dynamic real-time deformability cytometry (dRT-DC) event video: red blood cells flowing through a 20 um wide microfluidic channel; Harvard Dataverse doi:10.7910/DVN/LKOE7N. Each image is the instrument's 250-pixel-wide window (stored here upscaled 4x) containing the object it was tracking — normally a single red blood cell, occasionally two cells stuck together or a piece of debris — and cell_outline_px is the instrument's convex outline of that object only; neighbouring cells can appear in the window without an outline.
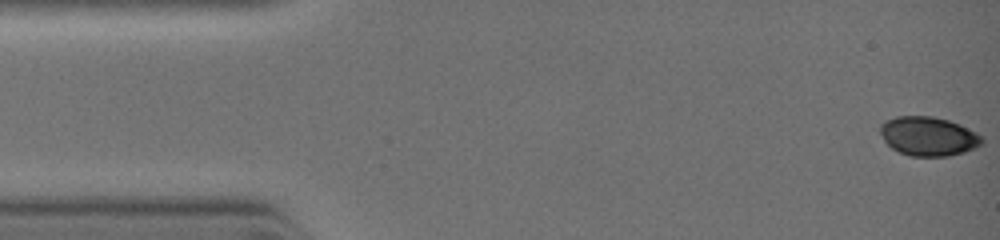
{"species": "common noctule bat (a hibernating species)", "species_latin": "Nyctalus noctula", "temperature_condition": "warm", "stored_images_in_passage": 18, "camera_frame_rate_fps": 3000, "um_per_image_px": 0.085, "animal": {"sex": "female", "body_mass_g": 19.0, "forearm_length_mm": 51.5}, "frame": {"image": 1, "passage_image": 1, "time_ms": 0.0, "image_size_px": [1000, 240], "cell_outline_px": [[984, 140], [980, 144], [964, 152], [948, 156], [912, 156], [900, 152], [892, 148], [884, 140], [880, 132], [880, 124], [884, 120], [896, 116], [932, 116], [948, 120], [960, 124], [976, 132]], "centroid_in_image_um": [78.88, 11.57], "position_along_channel_um": 6.1, "area_um2": 23.06}}
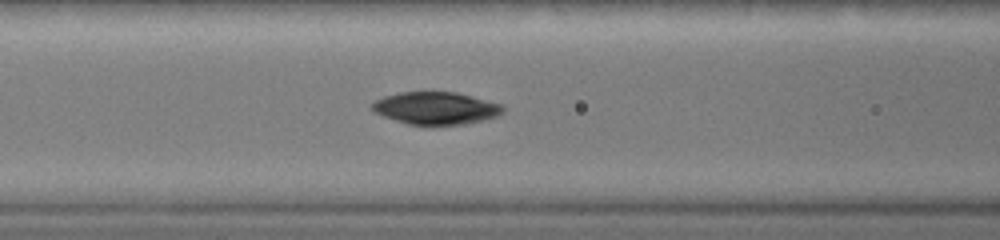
{"frame": {"image": 2, "passage_image": 16, "time_ms": 4.333, "image_size_px": [1000, 240], "cell_outline_px": [[504, 112], [496, 116], [464, 124], [408, 124], [384, 116], [376, 112], [372, 108], [372, 104], [376, 100], [384, 96], [400, 92], [456, 92], [504, 104]], "centroid_in_image_um": [37.08, 9.17], "position_along_channel_um": 129.5, "area_um2": 24.39}}
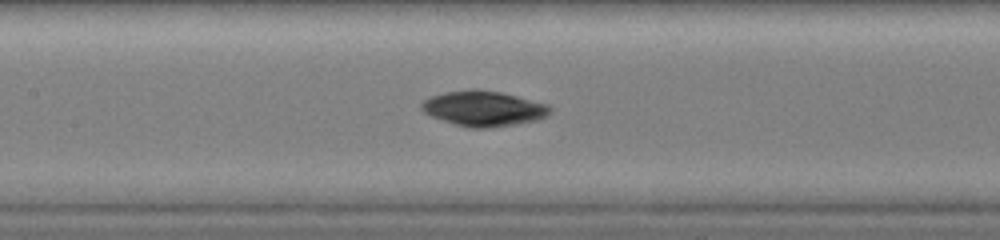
{"frame": {"image": 3, "passage_image": 18, "time_ms": 5.0, "image_size_px": [1000, 240], "cell_outline_px": [[552, 108], [544, 116], [536, 120], [516, 124], [484, 128], [468, 128], [432, 116], [424, 112], [420, 108], [420, 104], [428, 96], [444, 92], [472, 88], [500, 92], [548, 104]], "centroid_in_image_um": [41.05, 9.21], "position_along_channel_um": 166.3, "area_um2": 26.24}}